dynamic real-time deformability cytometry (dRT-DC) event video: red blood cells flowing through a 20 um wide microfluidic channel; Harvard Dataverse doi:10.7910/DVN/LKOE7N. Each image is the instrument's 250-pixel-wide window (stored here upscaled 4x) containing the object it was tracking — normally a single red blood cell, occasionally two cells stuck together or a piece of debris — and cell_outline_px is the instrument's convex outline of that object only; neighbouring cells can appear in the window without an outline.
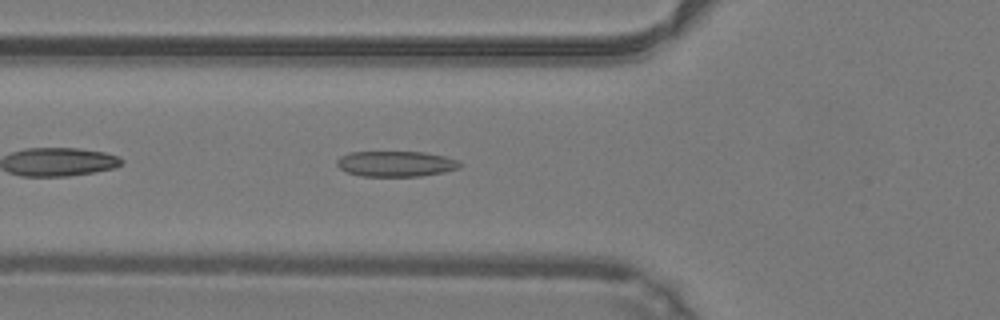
{"species": "common noctule bat (a hibernating species)", "species_latin": "Nyctalus noctula", "temperature_condition": "warm", "stored_images_in_passage": 35, "camera_frame_rate_fps": 3000, "um_per_image_px": 0.085, "animal": {"sex": "male", "body_mass_g": 19.2, "forearm_length_mm": 51.8}, "frame": {"image": 1, "passage_image": 5, "time_ms": 1.333, "image_size_px": [1000, 320], "cell_outline_px": [[464, 164], [460, 168], [444, 172], [420, 176], [360, 176], [348, 172], [340, 168], [336, 164], [336, 160], [340, 156], [352, 152], [424, 152], [444, 156], [460, 160]], "centroid_in_image_um": [33.69, 13.92], "position_along_channel_um": 92.1, "area_um2": 18.44}}
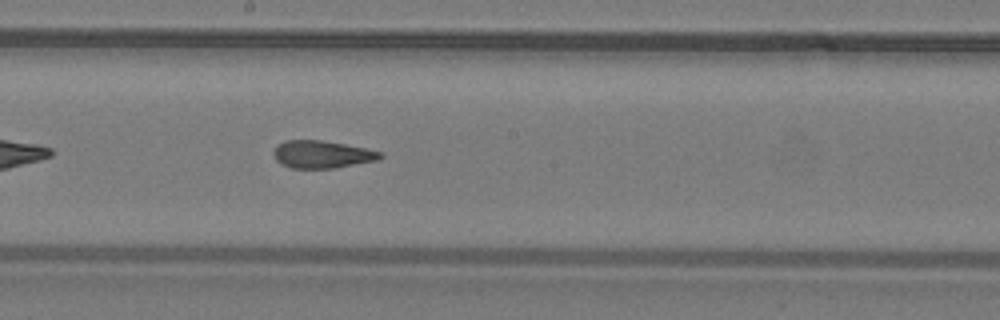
{"frame": {"image": 2, "passage_image": 14, "time_ms": 4.333, "image_size_px": [1000, 320], "cell_outline_px": [[384, 156], [380, 160], [336, 168], [292, 168], [276, 160], [272, 152], [284, 140], [320, 140], [344, 144], [384, 152]], "centroid_in_image_um": [27.44, 13.12], "position_along_channel_um": 220.8, "area_um2": 17.11}}
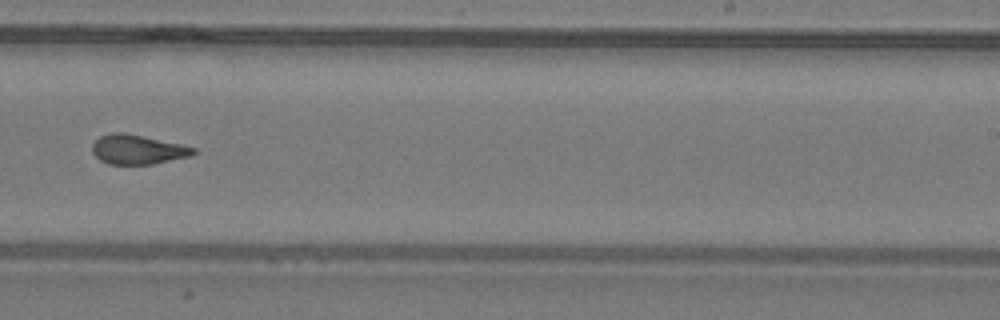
{"frame": {"image": 3, "passage_image": 18, "time_ms": 5.667, "image_size_px": [1000, 320], "cell_outline_px": [[196, 152], [192, 156], [152, 164], [108, 164], [100, 160], [92, 152], [92, 144], [100, 136], [112, 132], [124, 132], [180, 144], [196, 148]], "centroid_in_image_um": [11.69, 12.71], "position_along_channel_um": 277.3, "area_um2": 17.34}, "authors_computed_cell_mechanics": {"area_um2": 17.8024, "velocity_mm_per_s": 4.2624, "shape_relaxation_time_tau1_ms": 11.3721, "shape_relaxation_time_tau2_ms": 1.479, "deformation_change_tau1": 0.2976, "deformation_change_tau2": 0.0897}}